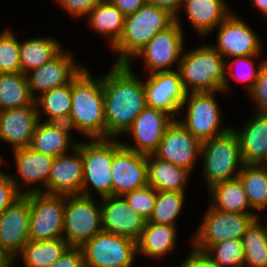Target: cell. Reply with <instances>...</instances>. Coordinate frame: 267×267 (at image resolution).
Returning a JSON list of instances; mask_svg holds the SVG:
<instances>
[{
  "label": "cell",
  "mask_w": 267,
  "mask_h": 267,
  "mask_svg": "<svg viewBox=\"0 0 267 267\" xmlns=\"http://www.w3.org/2000/svg\"><path fill=\"white\" fill-rule=\"evenodd\" d=\"M0 267H13V260L0 247Z\"/></svg>",
  "instance_id": "681fc988"
},
{
  "label": "cell",
  "mask_w": 267,
  "mask_h": 267,
  "mask_svg": "<svg viewBox=\"0 0 267 267\" xmlns=\"http://www.w3.org/2000/svg\"><path fill=\"white\" fill-rule=\"evenodd\" d=\"M261 165L267 168V157H266V159L264 160V162Z\"/></svg>",
  "instance_id": "816d5d0a"
},
{
  "label": "cell",
  "mask_w": 267,
  "mask_h": 267,
  "mask_svg": "<svg viewBox=\"0 0 267 267\" xmlns=\"http://www.w3.org/2000/svg\"><path fill=\"white\" fill-rule=\"evenodd\" d=\"M102 230L101 207L92 196H65L63 238L70 246L81 247Z\"/></svg>",
  "instance_id": "8992f818"
},
{
  "label": "cell",
  "mask_w": 267,
  "mask_h": 267,
  "mask_svg": "<svg viewBox=\"0 0 267 267\" xmlns=\"http://www.w3.org/2000/svg\"><path fill=\"white\" fill-rule=\"evenodd\" d=\"M58 4L74 17L87 16L89 11L103 0H56Z\"/></svg>",
  "instance_id": "ee69618b"
},
{
  "label": "cell",
  "mask_w": 267,
  "mask_h": 267,
  "mask_svg": "<svg viewBox=\"0 0 267 267\" xmlns=\"http://www.w3.org/2000/svg\"><path fill=\"white\" fill-rule=\"evenodd\" d=\"M148 185L156 191L185 192L191 172L183 167L147 155Z\"/></svg>",
  "instance_id": "4316f807"
},
{
  "label": "cell",
  "mask_w": 267,
  "mask_h": 267,
  "mask_svg": "<svg viewBox=\"0 0 267 267\" xmlns=\"http://www.w3.org/2000/svg\"><path fill=\"white\" fill-rule=\"evenodd\" d=\"M51 37L30 38L20 42L21 72L27 74L55 58L63 49Z\"/></svg>",
  "instance_id": "1f68e13d"
},
{
  "label": "cell",
  "mask_w": 267,
  "mask_h": 267,
  "mask_svg": "<svg viewBox=\"0 0 267 267\" xmlns=\"http://www.w3.org/2000/svg\"><path fill=\"white\" fill-rule=\"evenodd\" d=\"M69 247V243L63 237L41 241L29 240L13 259V264H15V259L21 255L25 267H48L57 261Z\"/></svg>",
  "instance_id": "4dcf8cb0"
},
{
  "label": "cell",
  "mask_w": 267,
  "mask_h": 267,
  "mask_svg": "<svg viewBox=\"0 0 267 267\" xmlns=\"http://www.w3.org/2000/svg\"><path fill=\"white\" fill-rule=\"evenodd\" d=\"M72 106L68 126L89 139H105L102 77L94 79L86 68L71 82Z\"/></svg>",
  "instance_id": "7a4b0ae2"
},
{
  "label": "cell",
  "mask_w": 267,
  "mask_h": 267,
  "mask_svg": "<svg viewBox=\"0 0 267 267\" xmlns=\"http://www.w3.org/2000/svg\"><path fill=\"white\" fill-rule=\"evenodd\" d=\"M220 267H243L244 251L242 239H228L211 245L205 251Z\"/></svg>",
  "instance_id": "74e56055"
},
{
  "label": "cell",
  "mask_w": 267,
  "mask_h": 267,
  "mask_svg": "<svg viewBox=\"0 0 267 267\" xmlns=\"http://www.w3.org/2000/svg\"><path fill=\"white\" fill-rule=\"evenodd\" d=\"M256 102L259 113H267V60H263L256 82L248 92Z\"/></svg>",
  "instance_id": "7bdbcfd3"
},
{
  "label": "cell",
  "mask_w": 267,
  "mask_h": 267,
  "mask_svg": "<svg viewBox=\"0 0 267 267\" xmlns=\"http://www.w3.org/2000/svg\"><path fill=\"white\" fill-rule=\"evenodd\" d=\"M242 20L231 13L220 25L216 49L226 61L236 56H259L262 43L255 31Z\"/></svg>",
  "instance_id": "5bb4252c"
},
{
  "label": "cell",
  "mask_w": 267,
  "mask_h": 267,
  "mask_svg": "<svg viewBox=\"0 0 267 267\" xmlns=\"http://www.w3.org/2000/svg\"><path fill=\"white\" fill-rule=\"evenodd\" d=\"M73 58L70 52L63 49L51 61L28 72L26 78L32 97L36 98L35 92L37 91L41 95L44 92L71 83L85 68L79 66Z\"/></svg>",
  "instance_id": "d6986e66"
},
{
  "label": "cell",
  "mask_w": 267,
  "mask_h": 267,
  "mask_svg": "<svg viewBox=\"0 0 267 267\" xmlns=\"http://www.w3.org/2000/svg\"><path fill=\"white\" fill-rule=\"evenodd\" d=\"M101 203L102 229L137 241L147 220L132 209L123 196H105Z\"/></svg>",
  "instance_id": "ffe728a7"
},
{
  "label": "cell",
  "mask_w": 267,
  "mask_h": 267,
  "mask_svg": "<svg viewBox=\"0 0 267 267\" xmlns=\"http://www.w3.org/2000/svg\"><path fill=\"white\" fill-rule=\"evenodd\" d=\"M253 6H256V9L260 10L262 15L267 17V0H251Z\"/></svg>",
  "instance_id": "f907efd6"
},
{
  "label": "cell",
  "mask_w": 267,
  "mask_h": 267,
  "mask_svg": "<svg viewBox=\"0 0 267 267\" xmlns=\"http://www.w3.org/2000/svg\"><path fill=\"white\" fill-rule=\"evenodd\" d=\"M131 60L115 64L103 75L105 139L124 134L147 106L143 80L134 75Z\"/></svg>",
  "instance_id": "6da1fadb"
},
{
  "label": "cell",
  "mask_w": 267,
  "mask_h": 267,
  "mask_svg": "<svg viewBox=\"0 0 267 267\" xmlns=\"http://www.w3.org/2000/svg\"><path fill=\"white\" fill-rule=\"evenodd\" d=\"M89 141V143H81L83 159L81 195L93 197L92 191H90L91 186L101 198L111 196L113 140L112 138H107L90 139Z\"/></svg>",
  "instance_id": "52a82bcc"
},
{
  "label": "cell",
  "mask_w": 267,
  "mask_h": 267,
  "mask_svg": "<svg viewBox=\"0 0 267 267\" xmlns=\"http://www.w3.org/2000/svg\"><path fill=\"white\" fill-rule=\"evenodd\" d=\"M185 192L156 191V202L149 222L176 226L185 200Z\"/></svg>",
  "instance_id": "8d00e7d4"
},
{
  "label": "cell",
  "mask_w": 267,
  "mask_h": 267,
  "mask_svg": "<svg viewBox=\"0 0 267 267\" xmlns=\"http://www.w3.org/2000/svg\"><path fill=\"white\" fill-rule=\"evenodd\" d=\"M71 131L72 129L67 123L40 122L39 120L33 133L30 148L54 158L66 154L69 148L74 149L78 144L71 140Z\"/></svg>",
  "instance_id": "d4e9b609"
},
{
  "label": "cell",
  "mask_w": 267,
  "mask_h": 267,
  "mask_svg": "<svg viewBox=\"0 0 267 267\" xmlns=\"http://www.w3.org/2000/svg\"><path fill=\"white\" fill-rule=\"evenodd\" d=\"M208 191L211 194L210 205L214 209L228 213L257 214L251 210L244 186L238 177L219 182Z\"/></svg>",
  "instance_id": "f1b7e54d"
},
{
  "label": "cell",
  "mask_w": 267,
  "mask_h": 267,
  "mask_svg": "<svg viewBox=\"0 0 267 267\" xmlns=\"http://www.w3.org/2000/svg\"><path fill=\"white\" fill-rule=\"evenodd\" d=\"M87 20L89 27L107 37L112 47L122 35L125 15L114 4L103 0L89 11Z\"/></svg>",
  "instance_id": "f546056e"
},
{
  "label": "cell",
  "mask_w": 267,
  "mask_h": 267,
  "mask_svg": "<svg viewBox=\"0 0 267 267\" xmlns=\"http://www.w3.org/2000/svg\"><path fill=\"white\" fill-rule=\"evenodd\" d=\"M16 168L18 171L23 185L31 186L38 182L40 186H43V190L40 187L29 188L26 191H22V194H28L30 192H45L47 190V180L51 171L54 157L45 155L34 151L30 147L20 148L12 150Z\"/></svg>",
  "instance_id": "cb8c5ba5"
},
{
  "label": "cell",
  "mask_w": 267,
  "mask_h": 267,
  "mask_svg": "<svg viewBox=\"0 0 267 267\" xmlns=\"http://www.w3.org/2000/svg\"><path fill=\"white\" fill-rule=\"evenodd\" d=\"M65 195L30 192L29 239L51 240L63 237Z\"/></svg>",
  "instance_id": "8fae6325"
},
{
  "label": "cell",
  "mask_w": 267,
  "mask_h": 267,
  "mask_svg": "<svg viewBox=\"0 0 267 267\" xmlns=\"http://www.w3.org/2000/svg\"><path fill=\"white\" fill-rule=\"evenodd\" d=\"M177 226L151 223L148 220L136 241L137 253L153 258H163L177 244Z\"/></svg>",
  "instance_id": "83f0119b"
},
{
  "label": "cell",
  "mask_w": 267,
  "mask_h": 267,
  "mask_svg": "<svg viewBox=\"0 0 267 267\" xmlns=\"http://www.w3.org/2000/svg\"><path fill=\"white\" fill-rule=\"evenodd\" d=\"M226 63V59L211 45L203 44L191 51H183L177 69L184 91L226 92L229 88Z\"/></svg>",
  "instance_id": "3957f363"
},
{
  "label": "cell",
  "mask_w": 267,
  "mask_h": 267,
  "mask_svg": "<svg viewBox=\"0 0 267 267\" xmlns=\"http://www.w3.org/2000/svg\"><path fill=\"white\" fill-rule=\"evenodd\" d=\"M85 267H132L136 241L102 230L81 246Z\"/></svg>",
  "instance_id": "30bf717a"
},
{
  "label": "cell",
  "mask_w": 267,
  "mask_h": 267,
  "mask_svg": "<svg viewBox=\"0 0 267 267\" xmlns=\"http://www.w3.org/2000/svg\"><path fill=\"white\" fill-rule=\"evenodd\" d=\"M174 22L175 16L168 10L149 3L125 16L122 35L111 47L118 53L115 64H127L157 33Z\"/></svg>",
  "instance_id": "277c9868"
},
{
  "label": "cell",
  "mask_w": 267,
  "mask_h": 267,
  "mask_svg": "<svg viewBox=\"0 0 267 267\" xmlns=\"http://www.w3.org/2000/svg\"><path fill=\"white\" fill-rule=\"evenodd\" d=\"M147 3L153 4L159 8L168 10L175 16V22L182 25L179 19L178 12L180 11L183 0H146ZM180 8V9H179Z\"/></svg>",
  "instance_id": "7dc6e473"
},
{
  "label": "cell",
  "mask_w": 267,
  "mask_h": 267,
  "mask_svg": "<svg viewBox=\"0 0 267 267\" xmlns=\"http://www.w3.org/2000/svg\"><path fill=\"white\" fill-rule=\"evenodd\" d=\"M189 23L200 36L217 29L231 13L225 0H183Z\"/></svg>",
  "instance_id": "484cf974"
},
{
  "label": "cell",
  "mask_w": 267,
  "mask_h": 267,
  "mask_svg": "<svg viewBox=\"0 0 267 267\" xmlns=\"http://www.w3.org/2000/svg\"><path fill=\"white\" fill-rule=\"evenodd\" d=\"M241 131L234 129L244 164H262L267 157V113L257 112Z\"/></svg>",
  "instance_id": "603a6c76"
},
{
  "label": "cell",
  "mask_w": 267,
  "mask_h": 267,
  "mask_svg": "<svg viewBox=\"0 0 267 267\" xmlns=\"http://www.w3.org/2000/svg\"><path fill=\"white\" fill-rule=\"evenodd\" d=\"M18 180L0 171V214L22 195Z\"/></svg>",
  "instance_id": "b9f144b4"
},
{
  "label": "cell",
  "mask_w": 267,
  "mask_h": 267,
  "mask_svg": "<svg viewBox=\"0 0 267 267\" xmlns=\"http://www.w3.org/2000/svg\"><path fill=\"white\" fill-rule=\"evenodd\" d=\"M251 210L267 208V168L261 164H244L238 174Z\"/></svg>",
  "instance_id": "e575fe53"
},
{
  "label": "cell",
  "mask_w": 267,
  "mask_h": 267,
  "mask_svg": "<svg viewBox=\"0 0 267 267\" xmlns=\"http://www.w3.org/2000/svg\"><path fill=\"white\" fill-rule=\"evenodd\" d=\"M202 142L194 137L178 120L166 129L153 153L157 158L183 167L192 172L201 155Z\"/></svg>",
  "instance_id": "9a60e30c"
},
{
  "label": "cell",
  "mask_w": 267,
  "mask_h": 267,
  "mask_svg": "<svg viewBox=\"0 0 267 267\" xmlns=\"http://www.w3.org/2000/svg\"><path fill=\"white\" fill-rule=\"evenodd\" d=\"M149 74L148 79L143 81L147 106L164 111L173 118L180 116L186 92L178 69Z\"/></svg>",
  "instance_id": "e0dca14e"
},
{
  "label": "cell",
  "mask_w": 267,
  "mask_h": 267,
  "mask_svg": "<svg viewBox=\"0 0 267 267\" xmlns=\"http://www.w3.org/2000/svg\"><path fill=\"white\" fill-rule=\"evenodd\" d=\"M191 244L206 251L211 245L228 239H242L248 226L259 214L228 213L208 208Z\"/></svg>",
  "instance_id": "9c48e42d"
},
{
  "label": "cell",
  "mask_w": 267,
  "mask_h": 267,
  "mask_svg": "<svg viewBox=\"0 0 267 267\" xmlns=\"http://www.w3.org/2000/svg\"><path fill=\"white\" fill-rule=\"evenodd\" d=\"M177 267H220V266L215 264L205 251L198 250L192 245V249L188 257L185 259L183 264Z\"/></svg>",
  "instance_id": "bcb514c9"
},
{
  "label": "cell",
  "mask_w": 267,
  "mask_h": 267,
  "mask_svg": "<svg viewBox=\"0 0 267 267\" xmlns=\"http://www.w3.org/2000/svg\"><path fill=\"white\" fill-rule=\"evenodd\" d=\"M71 154H63L54 158L47 180V190L50 195L81 194L83 181V159L81 143L71 150Z\"/></svg>",
  "instance_id": "44dd1931"
},
{
  "label": "cell",
  "mask_w": 267,
  "mask_h": 267,
  "mask_svg": "<svg viewBox=\"0 0 267 267\" xmlns=\"http://www.w3.org/2000/svg\"><path fill=\"white\" fill-rule=\"evenodd\" d=\"M48 267H85L81 247L70 246L57 261Z\"/></svg>",
  "instance_id": "f6af8a7d"
},
{
  "label": "cell",
  "mask_w": 267,
  "mask_h": 267,
  "mask_svg": "<svg viewBox=\"0 0 267 267\" xmlns=\"http://www.w3.org/2000/svg\"><path fill=\"white\" fill-rule=\"evenodd\" d=\"M30 193L22 194L0 214V247L13 260L29 239Z\"/></svg>",
  "instance_id": "2e32d148"
},
{
  "label": "cell",
  "mask_w": 267,
  "mask_h": 267,
  "mask_svg": "<svg viewBox=\"0 0 267 267\" xmlns=\"http://www.w3.org/2000/svg\"><path fill=\"white\" fill-rule=\"evenodd\" d=\"M200 157L208 189L219 182L237 178L244 165L238 137L232 128L203 141Z\"/></svg>",
  "instance_id": "5b68a950"
},
{
  "label": "cell",
  "mask_w": 267,
  "mask_h": 267,
  "mask_svg": "<svg viewBox=\"0 0 267 267\" xmlns=\"http://www.w3.org/2000/svg\"><path fill=\"white\" fill-rule=\"evenodd\" d=\"M39 122L36 105L0 111V139L10 143L13 150L30 147Z\"/></svg>",
  "instance_id": "7402d4cb"
},
{
  "label": "cell",
  "mask_w": 267,
  "mask_h": 267,
  "mask_svg": "<svg viewBox=\"0 0 267 267\" xmlns=\"http://www.w3.org/2000/svg\"><path fill=\"white\" fill-rule=\"evenodd\" d=\"M215 92L186 93L181 110L187 105L184 120L177 119L201 142L222 135L232 127H221V114Z\"/></svg>",
  "instance_id": "ba28073f"
},
{
  "label": "cell",
  "mask_w": 267,
  "mask_h": 267,
  "mask_svg": "<svg viewBox=\"0 0 267 267\" xmlns=\"http://www.w3.org/2000/svg\"><path fill=\"white\" fill-rule=\"evenodd\" d=\"M242 243L243 267H267V226L260 223L259 216L248 226Z\"/></svg>",
  "instance_id": "d590c367"
},
{
  "label": "cell",
  "mask_w": 267,
  "mask_h": 267,
  "mask_svg": "<svg viewBox=\"0 0 267 267\" xmlns=\"http://www.w3.org/2000/svg\"><path fill=\"white\" fill-rule=\"evenodd\" d=\"M34 102L39 120L42 114H47V122L67 123L72 106L71 83L36 96Z\"/></svg>",
  "instance_id": "d6a6232c"
},
{
  "label": "cell",
  "mask_w": 267,
  "mask_h": 267,
  "mask_svg": "<svg viewBox=\"0 0 267 267\" xmlns=\"http://www.w3.org/2000/svg\"><path fill=\"white\" fill-rule=\"evenodd\" d=\"M182 26L174 22L166 30L157 33L146 46L133 58H143L144 69L150 73L172 71L171 67L178 63L184 50V33Z\"/></svg>",
  "instance_id": "7c38bea8"
},
{
  "label": "cell",
  "mask_w": 267,
  "mask_h": 267,
  "mask_svg": "<svg viewBox=\"0 0 267 267\" xmlns=\"http://www.w3.org/2000/svg\"><path fill=\"white\" fill-rule=\"evenodd\" d=\"M114 4L125 16L135 13L142 5L146 4V0H108Z\"/></svg>",
  "instance_id": "c3c4849f"
},
{
  "label": "cell",
  "mask_w": 267,
  "mask_h": 267,
  "mask_svg": "<svg viewBox=\"0 0 267 267\" xmlns=\"http://www.w3.org/2000/svg\"><path fill=\"white\" fill-rule=\"evenodd\" d=\"M21 72L20 41L9 29L0 35V73Z\"/></svg>",
  "instance_id": "f35d334b"
},
{
  "label": "cell",
  "mask_w": 267,
  "mask_h": 267,
  "mask_svg": "<svg viewBox=\"0 0 267 267\" xmlns=\"http://www.w3.org/2000/svg\"><path fill=\"white\" fill-rule=\"evenodd\" d=\"M111 174L113 196H123L148 185L147 155L129 150L113 138Z\"/></svg>",
  "instance_id": "4fadbf2b"
},
{
  "label": "cell",
  "mask_w": 267,
  "mask_h": 267,
  "mask_svg": "<svg viewBox=\"0 0 267 267\" xmlns=\"http://www.w3.org/2000/svg\"><path fill=\"white\" fill-rule=\"evenodd\" d=\"M35 105L26 74L0 73V111Z\"/></svg>",
  "instance_id": "836d02e7"
},
{
  "label": "cell",
  "mask_w": 267,
  "mask_h": 267,
  "mask_svg": "<svg viewBox=\"0 0 267 267\" xmlns=\"http://www.w3.org/2000/svg\"><path fill=\"white\" fill-rule=\"evenodd\" d=\"M130 207L146 220L152 216L156 202V190L149 185L123 195Z\"/></svg>",
  "instance_id": "60d3db41"
},
{
  "label": "cell",
  "mask_w": 267,
  "mask_h": 267,
  "mask_svg": "<svg viewBox=\"0 0 267 267\" xmlns=\"http://www.w3.org/2000/svg\"><path fill=\"white\" fill-rule=\"evenodd\" d=\"M174 120L177 118H173L159 109L146 106L124 133V135L129 133L135 144L131 146L121 142V145L140 154H153L158 148L164 132Z\"/></svg>",
  "instance_id": "ac0fdd59"
},
{
  "label": "cell",
  "mask_w": 267,
  "mask_h": 267,
  "mask_svg": "<svg viewBox=\"0 0 267 267\" xmlns=\"http://www.w3.org/2000/svg\"><path fill=\"white\" fill-rule=\"evenodd\" d=\"M258 57L260 56L232 57L233 60L229 64L226 63V75L229 73V75L236 81H239L241 83L246 82L244 87L245 89H247V92H249L256 82L258 72L262 65L261 61L257 66H255V61H257L255 59H257ZM239 67H241L240 69L242 70L238 71Z\"/></svg>",
  "instance_id": "ab89813d"
}]
</instances>
